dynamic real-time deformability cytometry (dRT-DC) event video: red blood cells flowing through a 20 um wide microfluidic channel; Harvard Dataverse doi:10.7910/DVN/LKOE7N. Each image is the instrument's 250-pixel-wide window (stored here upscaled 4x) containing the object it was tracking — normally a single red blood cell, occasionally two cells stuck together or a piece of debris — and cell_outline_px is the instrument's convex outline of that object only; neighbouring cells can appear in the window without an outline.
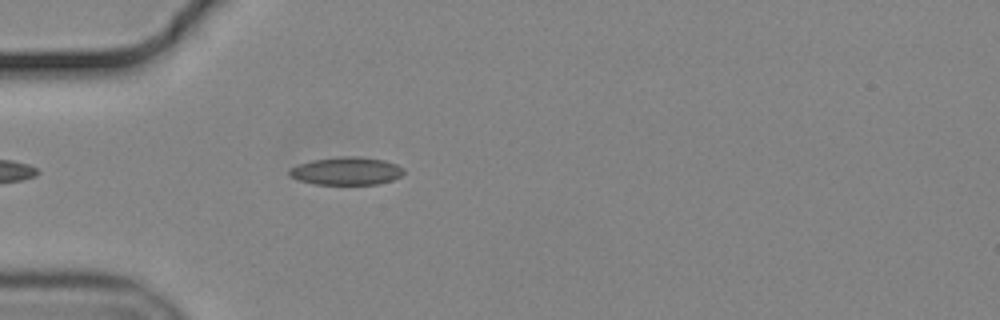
{"species": "common noctule bat (a hibernating species)", "species_latin": "Nyctalus noctula", "temperature_condition": "cold", "stored_images_in_passage": 15, "camera_frame_rate_fps": 3000, "um_per_image_px": 0.085, "animal": {"sex": "male", "body_mass_g": 19.2, "forearm_length_mm": 51.8}, "frame": {"image": 1, "passage_image": 1, "time_ms": 0.0, "image_size_px": [1000, 320], "cell_outline_px": [[404, 172], [400, 176], [392, 180], [376, 184], [316, 184], [300, 180], [288, 176], [288, 172], [292, 168], [300, 164], [312, 160], [340, 156], [356, 156], [384, 160], [396, 164], [404, 168]], "centroid_in_image_um": [29.46, 14.53], "position_along_channel_um": 55.5, "area_um2": 18.44}}
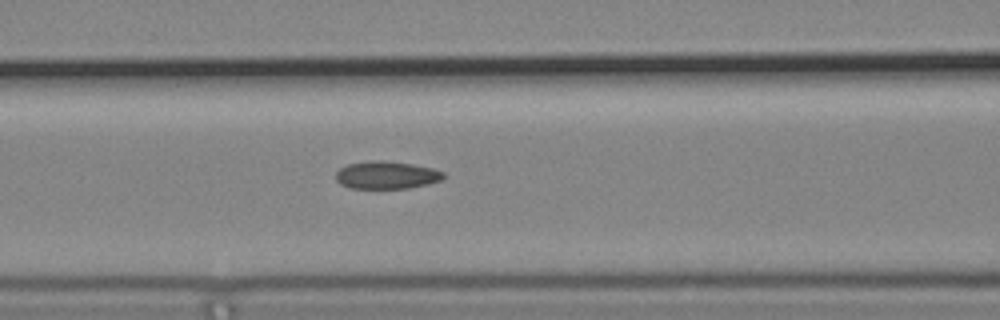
{"frame": {"image": 2, "passage_image": 8, "time_ms": 2.333, "image_size_px": [1000, 320], "cell_outline_px": [[444, 176], [440, 180], [428, 184], [408, 188], [348, 188], [340, 184], [336, 180], [336, 172], [340, 168], [348, 164], [372, 160], [380, 160], [412, 164], [432, 168], [444, 172]], "centroid_in_image_um": [32.83, 14.88], "position_along_channel_um": 133.8, "area_um2": 17.28}}
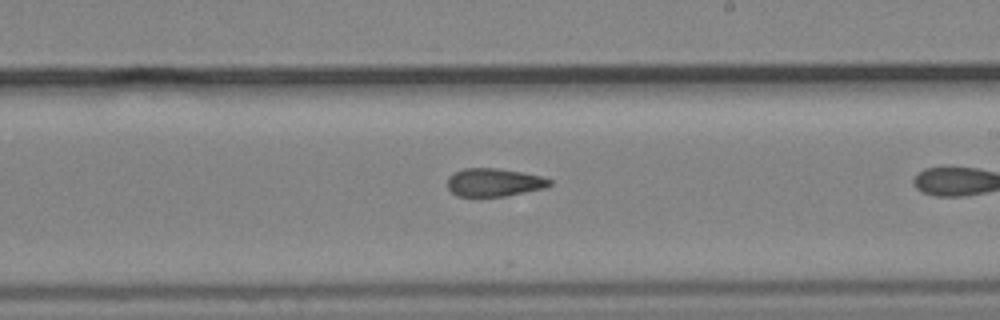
{"frame": {"image": 3, "passage_image": 14, "time_ms": 4.333, "image_size_px": [1000, 320], "cell_outline_px": [[552, 184], [544, 188], [504, 196], [456, 196], [448, 188], [448, 176], [452, 172], [464, 168], [500, 168], [540, 176], [552, 180]], "centroid_in_image_um": [41.96, 15.49], "position_along_channel_um": 247.0, "area_um2": 16.7}}